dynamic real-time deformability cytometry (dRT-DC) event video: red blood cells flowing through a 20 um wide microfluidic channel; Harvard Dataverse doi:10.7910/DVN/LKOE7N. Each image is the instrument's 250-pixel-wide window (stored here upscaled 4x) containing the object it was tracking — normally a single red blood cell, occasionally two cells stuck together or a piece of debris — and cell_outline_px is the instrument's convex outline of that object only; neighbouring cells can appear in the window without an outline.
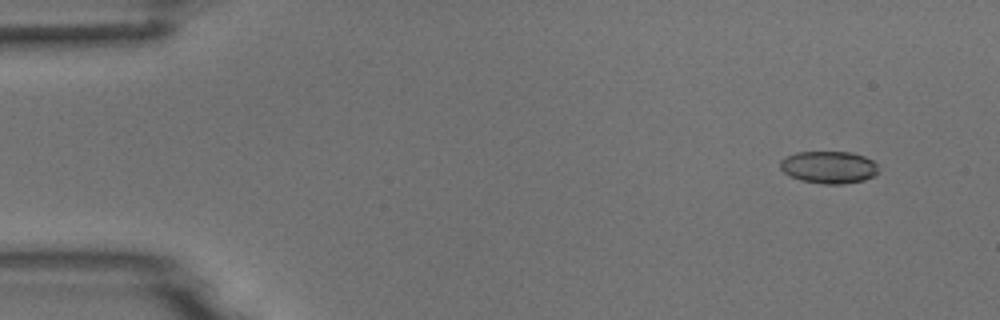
{"species": "common noctule bat (a hibernating species)", "species_latin": "Nyctalus noctula", "temperature_condition": "room temperature", "stored_images_in_passage": 7, "camera_frame_rate_fps": 3000, "um_per_image_px": 0.085, "animal": {"sex": "male", "body_mass_g": 18.8}, "frame": {"image": 1, "passage_image": 2, "time_ms": 0.333, "image_size_px": [1000, 320], "cell_outline_px": [[880, 168], [872, 176], [864, 180], [844, 184], [824, 184], [800, 180], [788, 176], [780, 168], [780, 160], [796, 152], [852, 152], [864, 156], [872, 160]], "centroid_in_image_um": [70.44, 14.22], "position_along_channel_um": 14.6, "area_um2": 18.55}}
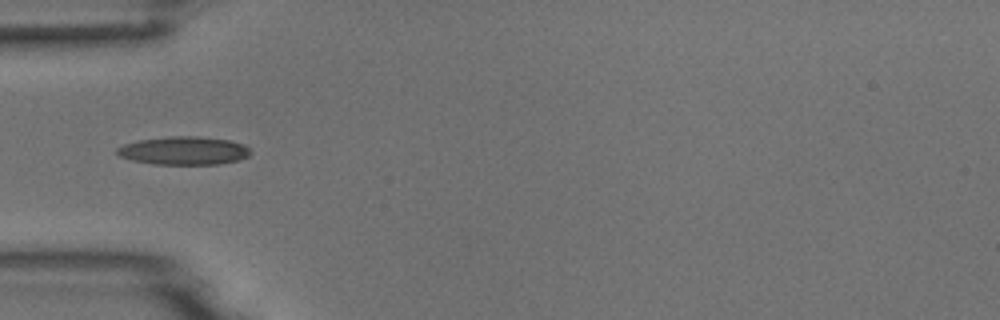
{"frame": {"image": 2, "passage_image": 5, "time_ms": 1.333, "image_size_px": [1000, 320], "cell_outline_px": [[252, 152], [248, 156], [240, 160], [220, 164], [152, 164], [132, 160], [120, 156], [116, 152], [116, 148], [124, 144], [136, 140], [172, 136], [196, 136], [232, 140], [248, 144]], "centroid_in_image_um": [15.68, 12.8], "position_along_channel_um": 69.3, "area_um2": 22.31}}